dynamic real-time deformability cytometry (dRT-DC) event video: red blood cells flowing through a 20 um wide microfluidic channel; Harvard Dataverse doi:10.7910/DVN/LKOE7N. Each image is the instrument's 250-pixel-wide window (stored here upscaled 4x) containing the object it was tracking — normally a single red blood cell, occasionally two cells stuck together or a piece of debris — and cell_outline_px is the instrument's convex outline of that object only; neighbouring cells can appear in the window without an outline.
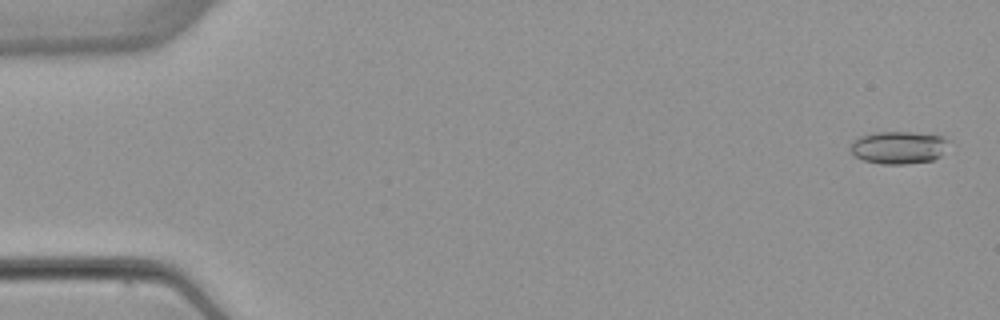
{"species": "common noctule bat (a hibernating species)", "species_latin": "Nyctalus noctula", "temperature_condition": "warm", "stored_images_in_passage": 5, "camera_frame_rate_fps": 3000, "um_per_image_px": 0.085, "animal": {"sex": "female", "body_mass_g": 22.7, "forearm_length_mm": 54.2}, "frame": {"image": 1, "passage_image": 1, "time_ms": 0.0, "image_size_px": [1000, 320], "cell_outline_px": [[952, 140], [940, 156], [932, 160], [904, 164], [880, 164], [864, 160], [856, 156], [848, 148], [852, 140], [860, 136], [876, 132], [912, 132], [944, 136]], "centroid_in_image_um": [76.39, 12.52], "position_along_channel_um": 8.6, "area_um2": 18.9}}
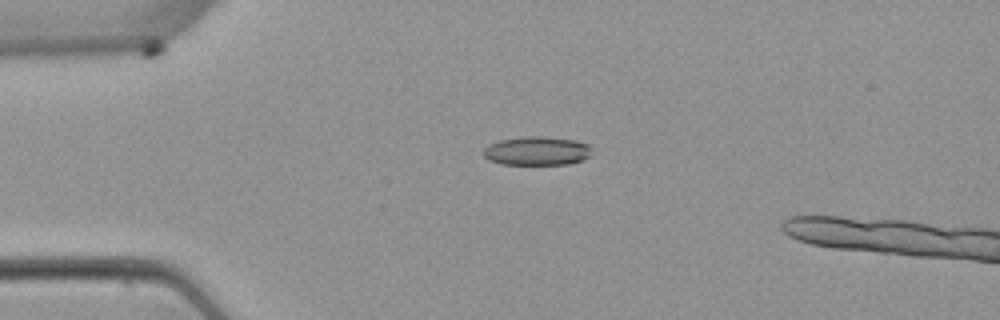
{"frame": {"image": 2, "passage_image": 4, "time_ms": 3.667, "image_size_px": [1000, 320], "cell_outline_px": [[592, 156], [584, 160], [568, 164], [500, 164], [488, 160], [484, 156], [484, 148], [488, 144], [500, 140], [524, 136], [544, 136], [576, 140], [588, 144]], "centroid_in_image_um": [45.65, 12.82], "position_along_channel_um": 39.4, "area_um2": 18.38}}